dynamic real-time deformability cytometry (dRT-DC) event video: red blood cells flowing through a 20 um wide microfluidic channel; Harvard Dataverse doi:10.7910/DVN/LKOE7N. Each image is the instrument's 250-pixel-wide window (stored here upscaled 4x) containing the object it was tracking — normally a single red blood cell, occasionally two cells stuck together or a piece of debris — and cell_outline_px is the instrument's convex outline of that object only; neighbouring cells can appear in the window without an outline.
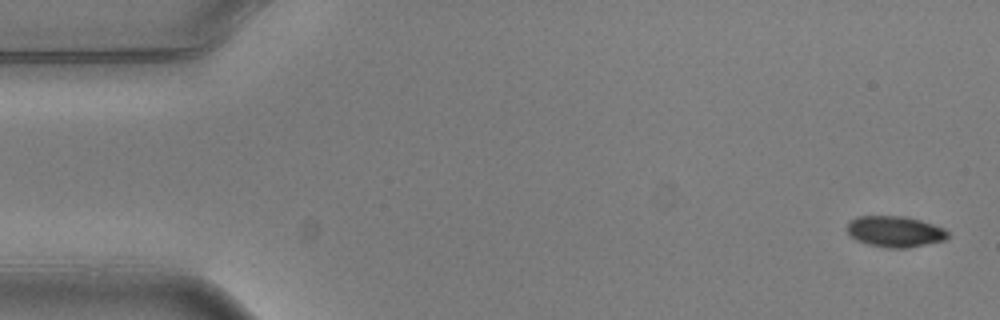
{"species": "common noctule bat (a hibernating species)", "species_latin": "Nyctalus noctula", "temperature_condition": "warm", "stored_images_in_passage": 5, "camera_frame_rate_fps": 3000, "um_per_image_px": 0.085, "animal": {"sex": "male", "body_mass_g": 20.5, "forearm_length_mm": 52.5}, "frame": {"image": 1, "passage_image": 1, "time_ms": 0.0, "image_size_px": [1000, 320], "cell_outline_px": [[948, 236], [944, 240], [908, 248], [888, 248], [868, 244], [856, 240], [848, 232], [848, 220], [856, 216], [904, 216], [920, 220], [944, 228], [948, 232]], "centroid_in_image_um": [76.05, 19.67], "position_along_channel_um": 8.9, "area_um2": 18.15}}
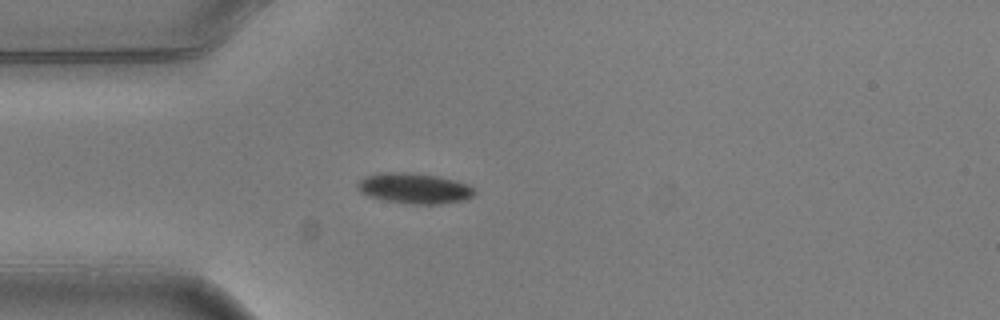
{"frame": {"image": 2, "passage_image": 4, "time_ms": 1.0, "image_size_px": [1000, 320], "cell_outline_px": [[476, 192], [468, 200], [440, 204], [408, 204], [384, 200], [368, 196], [360, 192], [356, 188], [356, 184], [364, 176], [380, 172], [412, 172], [436, 176], [468, 184], [476, 188]], "centroid_in_image_um": [35.21, 16.01], "position_along_channel_um": 49.8, "area_um2": 21.15}}